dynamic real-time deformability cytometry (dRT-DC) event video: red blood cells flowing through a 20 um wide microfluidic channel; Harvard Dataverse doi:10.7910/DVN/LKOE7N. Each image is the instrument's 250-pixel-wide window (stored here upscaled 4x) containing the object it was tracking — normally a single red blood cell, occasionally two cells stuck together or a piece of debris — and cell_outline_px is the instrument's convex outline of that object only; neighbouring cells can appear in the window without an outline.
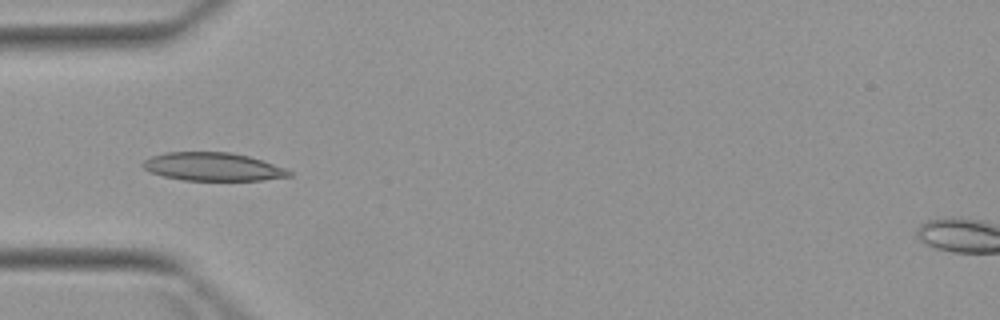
{"species": "Egyptian fruit bat (a non-hibernating species)", "species_latin": "Rousettus aegyptiacus", "temperature_condition": "warm", "stored_images_in_passage": 4, "camera_frame_rate_fps": 3000, "um_per_image_px": 0.085, "animal": {"sex": "female"}, "frame": {"image": 1, "passage_image": 4, "time_ms": 3.667, "image_size_px": [1000, 320], "cell_outline_px": [[292, 176], [260, 180], [184, 180], [164, 176], [152, 172], [144, 168], [140, 164], [144, 160], [152, 156], [164, 152], [232, 152], [248, 156], [284, 168], [292, 172]], "centroid_in_image_um": [18.07, 14.16], "position_along_channel_um": 66.9, "area_um2": 23.81}}